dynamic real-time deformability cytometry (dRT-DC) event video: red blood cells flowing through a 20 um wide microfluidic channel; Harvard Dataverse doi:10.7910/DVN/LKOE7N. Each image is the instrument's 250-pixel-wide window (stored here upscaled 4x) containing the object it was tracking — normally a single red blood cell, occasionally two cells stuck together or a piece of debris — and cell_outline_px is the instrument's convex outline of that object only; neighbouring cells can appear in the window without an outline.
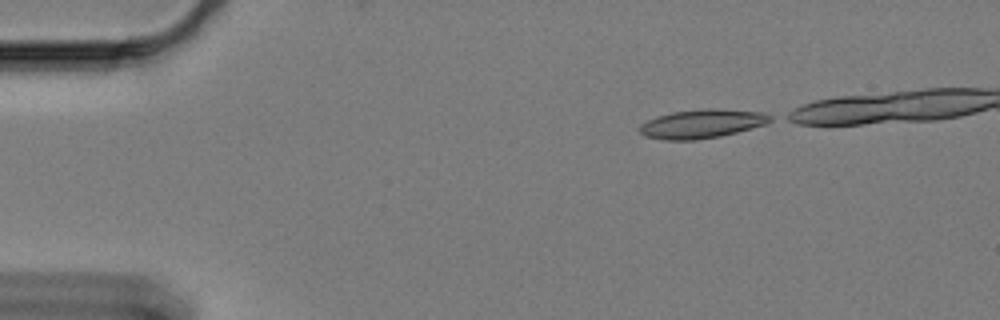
{"species": "Egyptian fruit bat (a non-hibernating species)", "species_latin": "Rousettus aegyptiacus", "temperature_condition": "cold", "stored_images_in_passage": 18, "camera_frame_rate_fps": 3000, "um_per_image_px": 0.085, "animal": {"sex": "female"}, "frame": {"image": 1, "passage_image": 1, "time_ms": 0.0, "image_size_px": [1000, 320], "cell_outline_px": [[772, 120], [764, 124], [736, 132], [720, 136], [696, 140], [664, 140], [644, 136], [640, 132], [640, 124], [656, 116], [672, 112], [708, 108], [712, 108], [764, 112], [772, 116]], "centroid_in_image_um": [59.64, 10.52], "position_along_channel_um": 25.4, "area_um2": 21.85}}
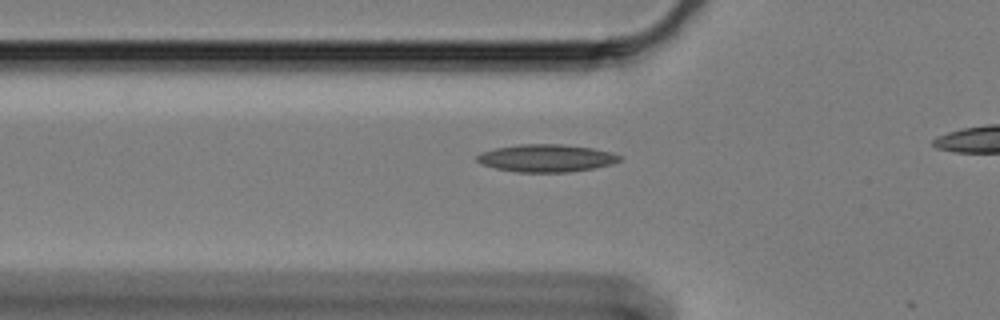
{"frame": {"image": 2, "passage_image": 12, "time_ms": 3.667, "image_size_px": [1000, 320], "cell_outline_px": [[624, 156], [620, 160], [612, 164], [592, 168], [568, 172], [516, 172], [496, 168], [480, 164], [476, 160], [476, 156], [480, 152], [496, 148], [520, 144], [560, 144], [592, 148], [612, 152]], "centroid_in_image_um": [46.43, 13.44], "position_along_channel_um": 79.4, "area_um2": 22.95}}
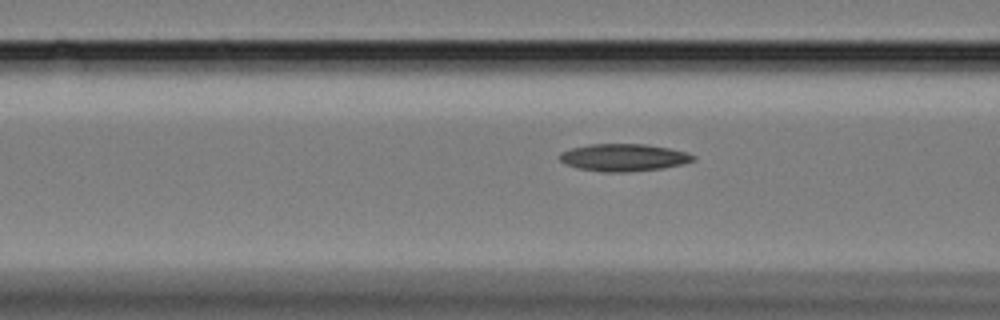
{"frame": {"image": 3, "passage_image": 15, "time_ms": 4.667, "image_size_px": [1000, 320], "cell_outline_px": [[696, 160], [664, 168], [628, 172], [604, 172], [576, 168], [560, 160], [560, 152], [572, 148], [592, 144], [644, 144], [668, 148], [688, 152], [696, 156]], "centroid_in_image_um": [53.04, 13.39], "position_along_channel_um": 113.6, "area_um2": 21.21}}